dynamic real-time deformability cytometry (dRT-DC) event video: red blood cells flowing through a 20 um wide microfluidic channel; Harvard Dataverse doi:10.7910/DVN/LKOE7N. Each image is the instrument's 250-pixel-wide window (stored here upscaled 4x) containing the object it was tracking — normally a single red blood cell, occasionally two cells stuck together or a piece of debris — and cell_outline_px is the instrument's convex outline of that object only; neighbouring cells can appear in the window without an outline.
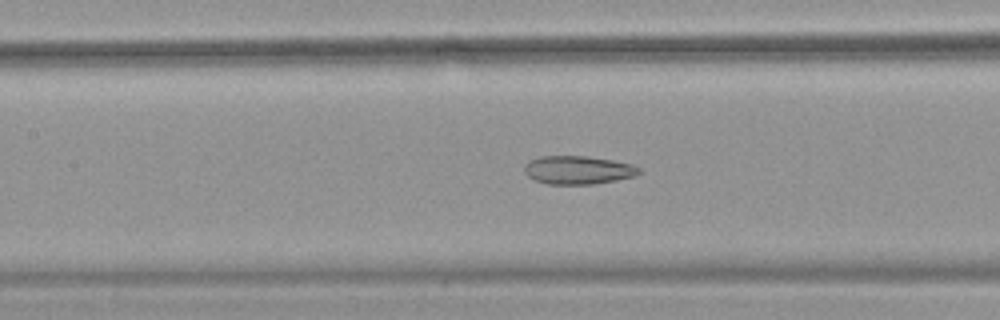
{"species": "common noctule bat (a hibernating species)", "species_latin": "Nyctalus noctula", "temperature_condition": "warm", "stored_images_in_passage": 54, "camera_frame_rate_fps": 3000, "um_per_image_px": 0.085, "animal": {"sex": "female", "body_mass_g": 18.4}, "frame": {"image": 1, "passage_image": 25, "time_ms": 8.0, "image_size_px": [1000, 320], "cell_outline_px": [[640, 172], [632, 176], [616, 180], [592, 184], [548, 184], [536, 180], [528, 176], [524, 172], [524, 164], [528, 160], [540, 156], [588, 156], [612, 160], [632, 164], [640, 168]], "centroid_in_image_um": [49.09, 14.44], "position_along_channel_um": 158.3, "area_um2": 18.9}}
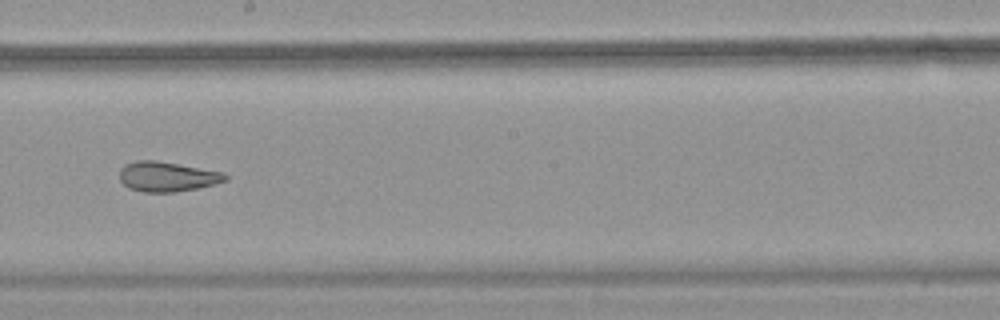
{"frame": {"image": 2, "passage_image": 31, "time_ms": 10.0, "image_size_px": [1000, 320], "cell_outline_px": [[228, 180], [196, 188], [176, 192], [144, 192], [128, 188], [120, 180], [120, 168], [124, 164], [136, 160], [156, 160], [224, 172], [228, 176]], "centroid_in_image_um": [14.18, 15.0], "position_along_channel_um": 234.0, "area_um2": 18.44}}
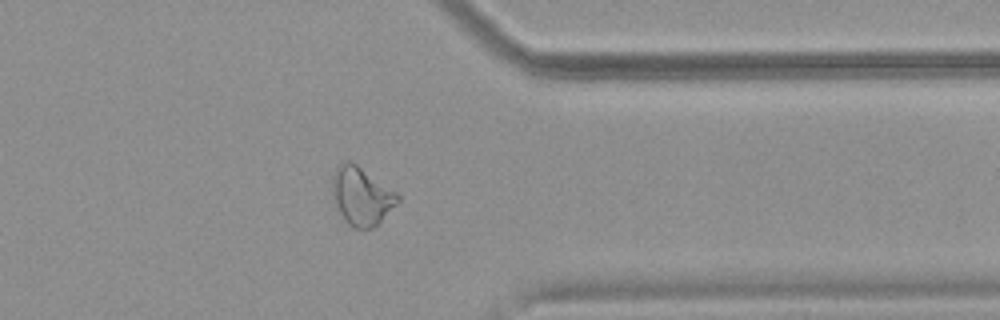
{"frame": {"image": 3, "passage_image": 43, "time_ms": 14.0, "image_size_px": [1000, 320], "cell_outline_px": [[400, 200], [372, 228], [352, 228], [348, 224], [332, 200], [332, 176], [336, 168], [344, 160], [348, 160], [356, 164], [396, 192], [400, 196]], "centroid_in_image_um": [30.69, 16.65], "position_along_channel_um": 380.7, "area_um2": 21.79}}